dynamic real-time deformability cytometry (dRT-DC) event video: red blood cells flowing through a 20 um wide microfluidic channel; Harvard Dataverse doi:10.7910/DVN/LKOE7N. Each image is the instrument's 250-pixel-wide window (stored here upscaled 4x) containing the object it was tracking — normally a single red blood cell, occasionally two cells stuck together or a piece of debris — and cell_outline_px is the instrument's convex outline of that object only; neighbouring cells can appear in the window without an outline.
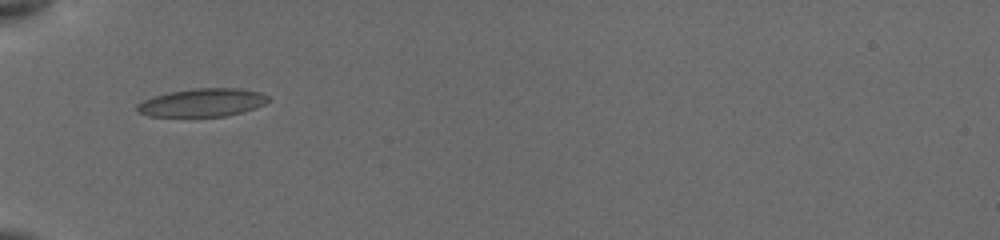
{"species": "common noctule bat (a hibernating species)", "species_latin": "Nyctalus noctula", "temperature_condition": "cold", "stored_images_in_passage": 31, "camera_frame_rate_fps": 3000, "um_per_image_px": 0.085, "animal": {"sex": "female", "body_mass_g": 19.5, "forearm_length_mm": 54.1}, "frame": {"image": 1, "passage_image": 1, "time_ms": 0.0, "image_size_px": [1000, 240], "cell_outline_px": [[272, 100], [264, 104], [240, 112], [224, 116], [148, 116], [140, 112], [136, 108], [136, 104], [144, 100], [168, 92], [192, 88], [240, 88], [260, 92], [268, 96]], "centroid_in_image_um": [17.21, 8.7], "position_along_channel_um": 67.8, "area_um2": 21.33}}
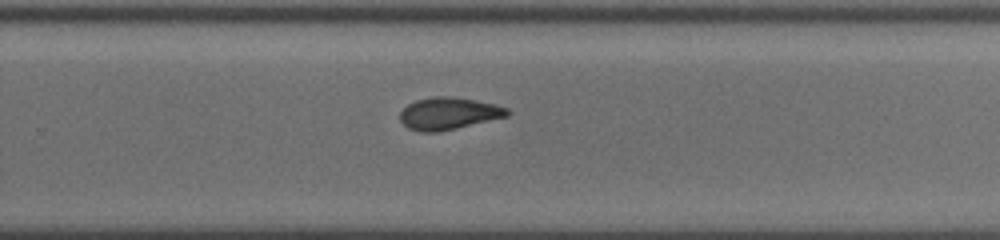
{"frame": {"image": 2, "passage_image": 18, "time_ms": 6.0, "image_size_px": [1000, 240], "cell_outline_px": [[512, 112], [508, 116], [456, 128], [436, 132], [420, 132], [408, 128], [400, 120], [400, 112], [408, 104], [416, 100], [432, 96], [452, 96], [496, 104], [508, 108]], "centroid_in_image_um": [38.14, 9.64], "position_along_channel_um": 291.7, "area_um2": 20.11}}
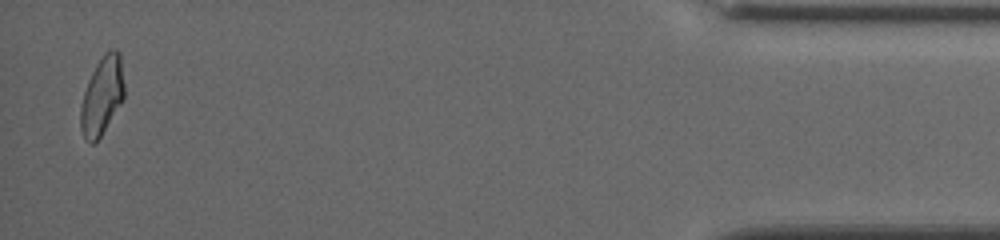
{"frame": {"image": 3, "passage_image": 31, "time_ms": 11.333, "image_size_px": [1000, 240], "cell_outline_px": [[124, 96], [120, 104], [100, 136], [92, 144], [84, 136], [80, 128], [80, 104], [88, 80], [96, 64], [104, 52], [108, 48], [116, 48], [120, 52], [124, 84]], "centroid_in_image_um": [8.67, 8.06], "position_along_channel_um": 426.5, "area_um2": 19.77}, "authors_computed_cell_mechanics": {"area_um2": 20.23, "velocity_mm_per_s": 3.8261, "shape_relaxation_time_tau1_ms": null, "shape_relaxation_time_tau2_ms": 4.587, "deformation_change_tau1": null, "deformation_change_tau2": 0.1024}}